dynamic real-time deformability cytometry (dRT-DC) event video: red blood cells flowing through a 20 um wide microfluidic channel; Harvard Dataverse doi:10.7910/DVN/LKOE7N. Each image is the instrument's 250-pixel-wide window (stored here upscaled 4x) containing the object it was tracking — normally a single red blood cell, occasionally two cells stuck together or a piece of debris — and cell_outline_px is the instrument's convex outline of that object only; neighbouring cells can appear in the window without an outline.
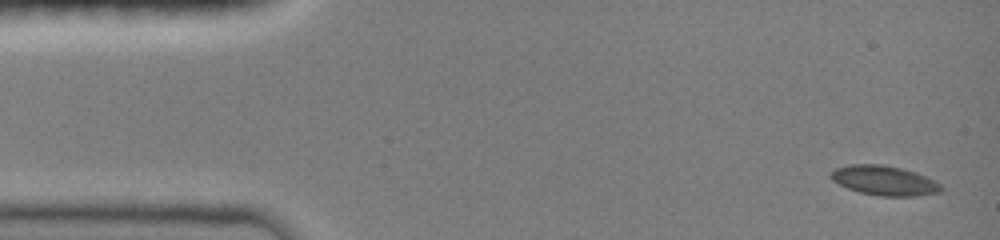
{"species": "common noctule bat (a hibernating species)", "species_latin": "Nyctalus noctula", "temperature_condition": "room temperature", "stored_images_in_passage": 20, "camera_frame_rate_fps": 3000, "um_per_image_px": 0.085, "animal": {"sex": "female", "body_mass_g": 19.0, "forearm_length_mm": 51.5}, "frame": {"image": 1, "passage_image": 1, "time_ms": 0.0, "image_size_px": [1000, 240], "cell_outline_px": [[944, 188], [940, 192], [916, 196], [880, 196], [860, 192], [848, 188], [832, 180], [828, 176], [836, 168], [848, 164], [884, 164], [916, 172], [940, 184]], "centroid_in_image_um": [75.15, 15.34], "position_along_channel_um": 9.8, "area_um2": 18.96}}
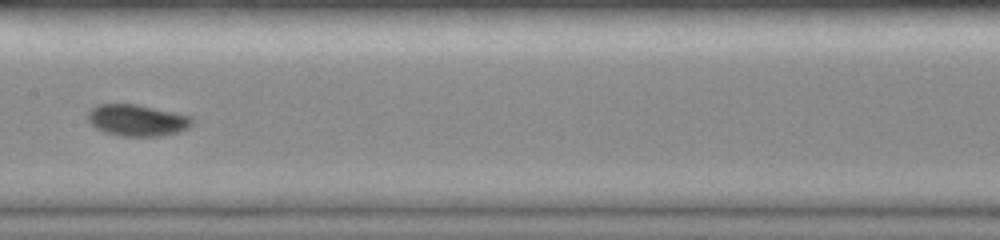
{"frame": {"image": 2, "passage_image": 12, "time_ms": 7.333, "image_size_px": [1000, 240], "cell_outline_px": [[192, 124], [188, 128], [180, 132], [164, 136], [124, 136], [104, 132], [96, 128], [88, 120], [88, 112], [96, 104], [136, 104], [192, 116]], "centroid_in_image_um": [11.67, 10.23], "position_along_channel_um": 195.7, "area_um2": 19.19}}
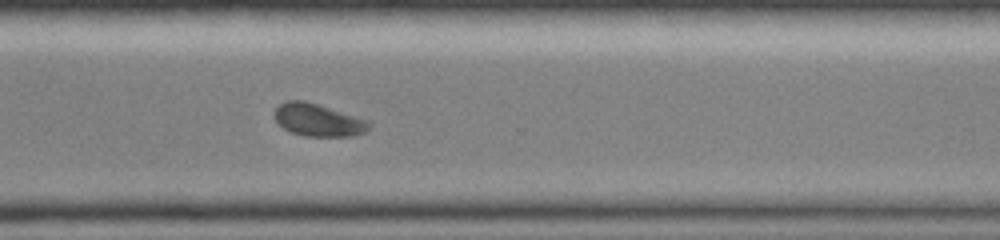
{"frame": {"image": 3, "passage_image": 20, "time_ms": 11.0, "image_size_px": [1000, 240], "cell_outline_px": [[372, 124], [364, 132], [352, 136], [304, 136], [292, 132], [284, 128], [272, 116], [272, 112], [284, 100], [304, 100], [368, 120]], "centroid_in_image_um": [27.0, 10.19], "position_along_channel_um": 343.6, "area_um2": 17.86}}